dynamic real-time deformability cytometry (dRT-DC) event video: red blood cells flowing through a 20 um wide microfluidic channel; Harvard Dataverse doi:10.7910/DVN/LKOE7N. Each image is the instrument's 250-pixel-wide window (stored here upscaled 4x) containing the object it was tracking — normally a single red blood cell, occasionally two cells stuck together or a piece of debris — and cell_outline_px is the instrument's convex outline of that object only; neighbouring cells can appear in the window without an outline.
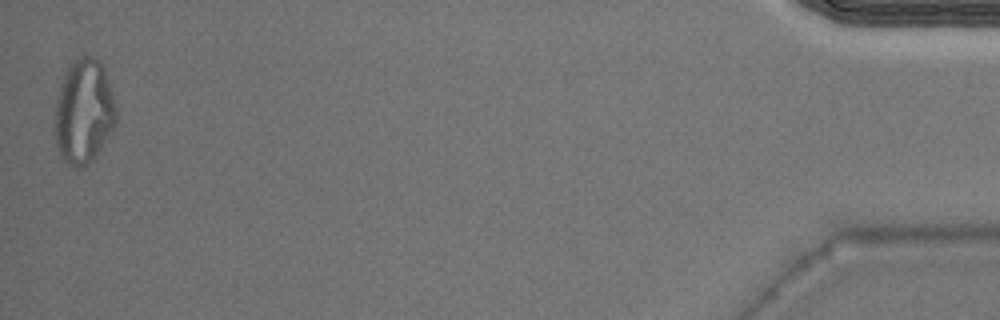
{"species": "Egyptian fruit bat (a non-hibernating species)", "species_latin": "Rousettus aegyptiacus", "temperature_condition": "warm", "stored_images_in_passage": 42, "segment_of_instrument_passage": [2, 2], "camera_frame_rate_fps": 3000, "um_per_image_px": 0.085, "animal": {"sex": "male"}, "frame": {"image": 1, "passage_image": 42, "time_ms": 13.667, "image_size_px": [1000, 320], "cell_outline_px": [[116, 124], [100, 148], [80, 168], [72, 168], [60, 156], [56, 144], [52, 128], [56, 100], [60, 84], [68, 68], [84, 52], [100, 60], [104, 68], [116, 108]], "centroid_in_image_um": [7.08, 9.46], "position_along_channel_um": 428.1, "area_um2": 37.34}}